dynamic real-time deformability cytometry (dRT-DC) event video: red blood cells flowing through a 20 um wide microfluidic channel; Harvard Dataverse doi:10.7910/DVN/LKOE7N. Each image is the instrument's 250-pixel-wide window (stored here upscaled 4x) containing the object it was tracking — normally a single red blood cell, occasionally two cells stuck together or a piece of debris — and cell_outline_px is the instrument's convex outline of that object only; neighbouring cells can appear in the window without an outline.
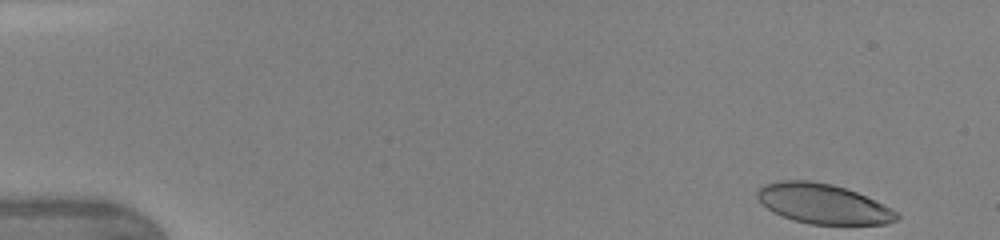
{"species": "human", "species_latin": "Homo sapiens", "temperature_condition": "warm", "stored_images_in_passage": 44, "camera_frame_rate_fps": 3000, "um_per_image_px": 0.085, "donor": {"sex": "female"}, "frame": {"image": 1, "passage_image": 1, "time_ms": 0.0, "image_size_px": [1000, 240], "cell_outline_px": [[900, 216], [896, 220], [888, 224], [808, 224], [792, 220], [772, 212], [760, 204], [756, 196], [756, 192], [764, 184], [780, 180], [808, 180], [832, 184], [856, 192], [892, 208]], "centroid_in_image_um": [69.91, 17.32], "position_along_channel_um": 15.1, "area_um2": 32.54}}
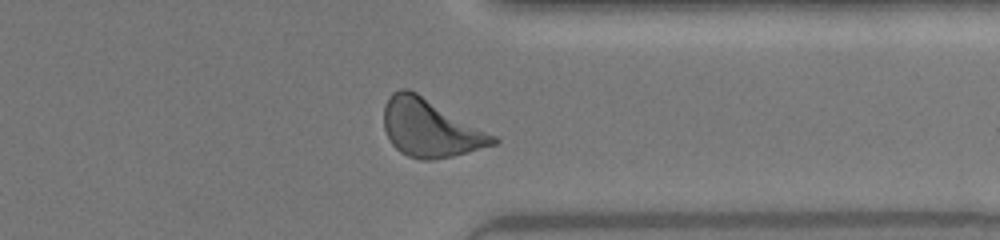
{"frame": {"image": 2, "passage_image": 35, "time_ms": 11.333, "image_size_px": [1000, 240], "cell_outline_px": [[500, 140], [496, 144], [468, 152], [452, 156], [432, 160], [420, 160], [408, 156], [400, 152], [392, 144], [384, 128], [384, 104], [388, 96], [392, 92], [400, 88], [408, 88], [416, 92], [496, 136]], "centroid_in_image_um": [36.54, 10.89], "position_along_channel_um": 374.9, "area_um2": 36.59}}
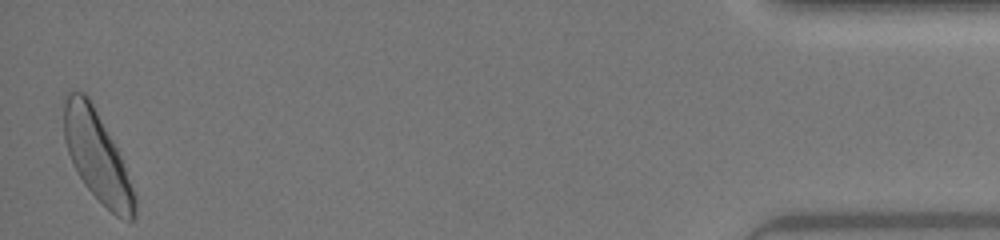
{"frame": {"image": 3, "passage_image": 44, "time_ms": 14.333, "image_size_px": [1000, 240], "cell_outline_px": [[136, 216], [132, 220], [128, 220], [116, 216], [84, 184], [68, 152], [64, 140], [64, 100], [68, 92], [84, 92], [88, 96], [112, 140], [120, 156], [136, 196]], "centroid_in_image_um": [8.25, 13.29], "position_along_channel_um": 426.9, "area_um2": 35.95}, "authors_computed_cell_mechanics": {"area_um2": 34.1598, "velocity_mm_per_s": 4.3267, "shape_relaxation_time_tau1_ms": 2.7763, "shape_relaxation_time_tau2_ms": 0.9059, "deformation_change_tau1": 0.1255, "deformation_change_tau2": 0.0644}}